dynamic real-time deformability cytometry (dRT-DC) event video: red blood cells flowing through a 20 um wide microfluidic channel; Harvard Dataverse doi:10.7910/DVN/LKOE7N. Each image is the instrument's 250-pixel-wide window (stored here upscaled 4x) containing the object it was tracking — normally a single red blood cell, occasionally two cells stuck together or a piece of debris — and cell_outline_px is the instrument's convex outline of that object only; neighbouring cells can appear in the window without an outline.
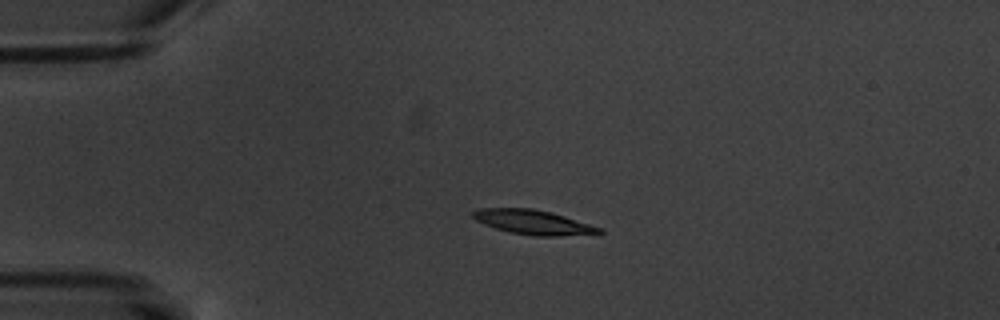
{"species": "common noctule bat (a hibernating species)", "species_latin": "Nyctalus noctula", "temperature_condition": "warm", "stored_images_in_passage": 5, "camera_frame_rate_fps": 3000, "um_per_image_px": 0.085, "animal": {"sex": "male", "body_mass_g": 20.1, "forearm_length_mm": 53.5}, "frame": {"image": 1, "passage_image": 4, "time_ms": 3.333, "image_size_px": [1000, 320], "cell_outline_px": [[604, 232], [560, 236], [532, 236], [508, 232], [484, 224], [476, 220], [472, 216], [472, 212], [480, 208], [532, 208], [552, 212], [600, 228]], "centroid_in_image_um": [45.26, 18.88], "position_along_channel_um": 39.7, "area_um2": 17.8}}